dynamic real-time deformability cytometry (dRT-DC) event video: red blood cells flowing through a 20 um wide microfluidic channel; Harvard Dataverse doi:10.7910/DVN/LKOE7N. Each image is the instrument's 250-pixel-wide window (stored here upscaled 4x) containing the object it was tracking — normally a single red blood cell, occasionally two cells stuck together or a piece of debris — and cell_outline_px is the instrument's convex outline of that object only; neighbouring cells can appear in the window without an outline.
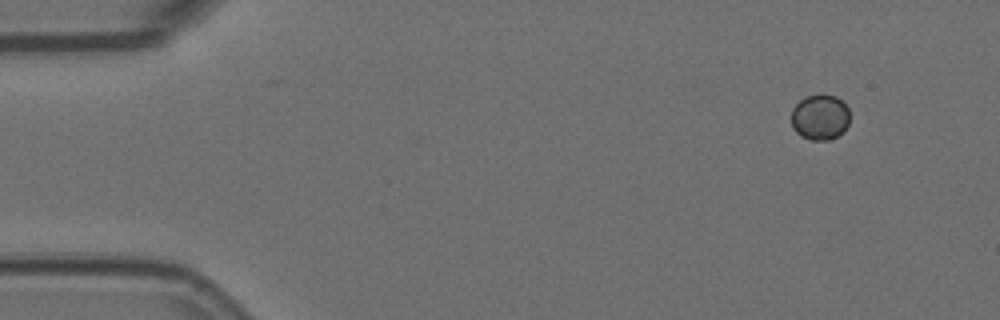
{"species": "Egyptian fruit bat (a non-hibernating species)", "species_latin": "Rousettus aegyptiacus", "temperature_condition": "room temperature", "stored_images_in_passage": 53, "camera_frame_rate_fps": 3000, "um_per_image_px": 0.085, "animal": {"sex": "female"}, "frame": {"image": 1, "passage_image": 1, "time_ms": 0.0, "image_size_px": [1000, 320], "cell_outline_px": [[848, 124], [844, 132], [828, 140], [808, 140], [800, 136], [792, 128], [792, 108], [804, 96], [820, 92], [836, 96], [848, 108]], "centroid_in_image_um": [69.68, 9.94], "position_along_channel_um": 15.3, "area_um2": 15.84}}
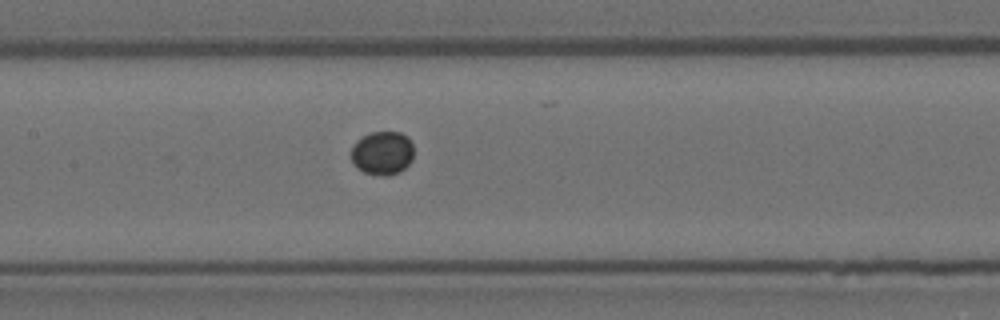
{"frame": {"image": 2, "passage_image": 23, "time_ms": 7.333, "image_size_px": [1000, 320], "cell_outline_px": [[412, 160], [404, 168], [388, 176], [384, 176], [364, 172], [352, 160], [352, 144], [356, 140], [372, 132], [400, 132], [408, 136], [412, 144]], "centroid_in_image_um": [32.51, 12.98], "position_along_channel_um": 174.9, "area_um2": 15.66}}
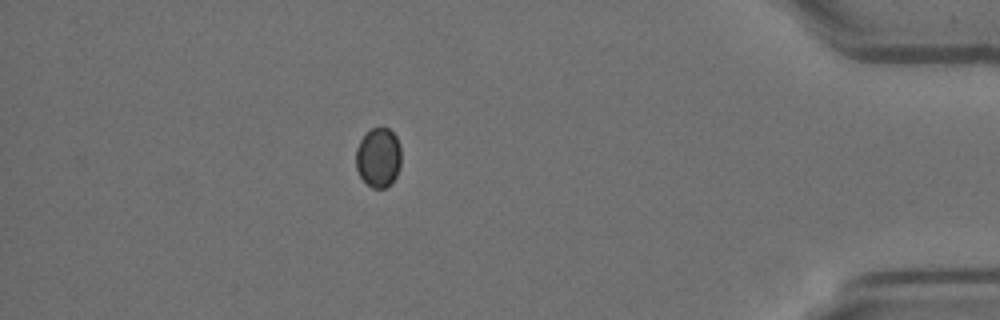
{"frame": {"image": 3, "passage_image": 46, "time_ms": 15.0, "image_size_px": [1000, 320], "cell_outline_px": [[400, 164], [396, 176], [384, 188], [372, 188], [360, 176], [356, 168], [356, 148], [360, 140], [372, 128], [380, 124], [388, 128], [396, 136], [400, 144]], "centroid_in_image_um": [32.16, 13.34], "position_along_channel_um": 403.0, "area_um2": 15.72}}